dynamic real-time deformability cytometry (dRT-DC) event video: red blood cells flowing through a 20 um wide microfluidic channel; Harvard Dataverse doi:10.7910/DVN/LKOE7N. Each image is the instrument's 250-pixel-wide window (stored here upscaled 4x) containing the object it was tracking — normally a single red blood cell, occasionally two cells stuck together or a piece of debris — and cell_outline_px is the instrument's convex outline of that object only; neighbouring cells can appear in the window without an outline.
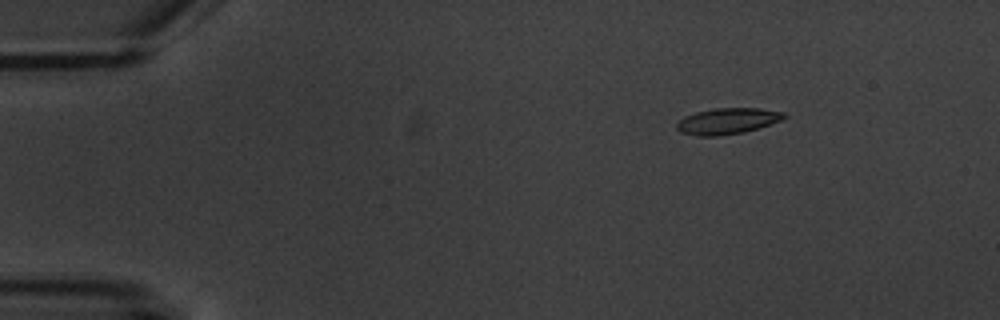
{"species": "common noctule bat (a hibernating species)", "species_latin": "Nyctalus noctula", "temperature_condition": "warm", "stored_images_in_passage": 4, "camera_frame_rate_fps": 3000, "um_per_image_px": 0.085, "animal": {"sex": "male", "body_mass_g": 20.1, "forearm_length_mm": 53.5}, "frame": {"image": 1, "passage_image": 1, "time_ms": 0.0, "image_size_px": [1000, 320], "cell_outline_px": [[788, 116], [780, 120], [744, 132], [716, 136], [700, 136], [680, 132], [676, 128], [676, 124], [684, 116], [696, 112], [716, 108], [760, 108], [784, 112]], "centroid_in_image_um": [61.81, 10.28], "position_along_channel_um": 23.2, "area_um2": 16.13}}
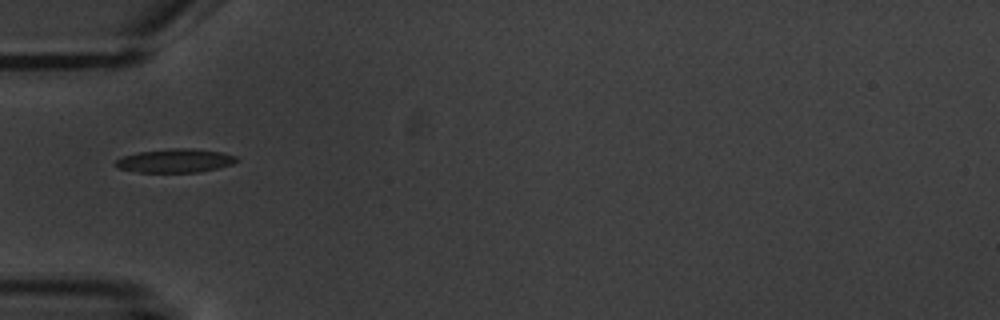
{"frame": {"image": 2, "passage_image": 4, "time_ms": 3.667, "image_size_px": [1000, 320], "cell_outline_px": [[240, 160], [232, 164], [220, 168], [200, 172], [140, 172], [116, 168], [112, 164], [116, 160], [124, 156], [140, 152], [172, 148], [192, 148], [224, 152], [236, 156]], "centroid_in_image_um": [14.93, 13.66], "position_along_channel_um": 70.1, "area_um2": 16.88}}